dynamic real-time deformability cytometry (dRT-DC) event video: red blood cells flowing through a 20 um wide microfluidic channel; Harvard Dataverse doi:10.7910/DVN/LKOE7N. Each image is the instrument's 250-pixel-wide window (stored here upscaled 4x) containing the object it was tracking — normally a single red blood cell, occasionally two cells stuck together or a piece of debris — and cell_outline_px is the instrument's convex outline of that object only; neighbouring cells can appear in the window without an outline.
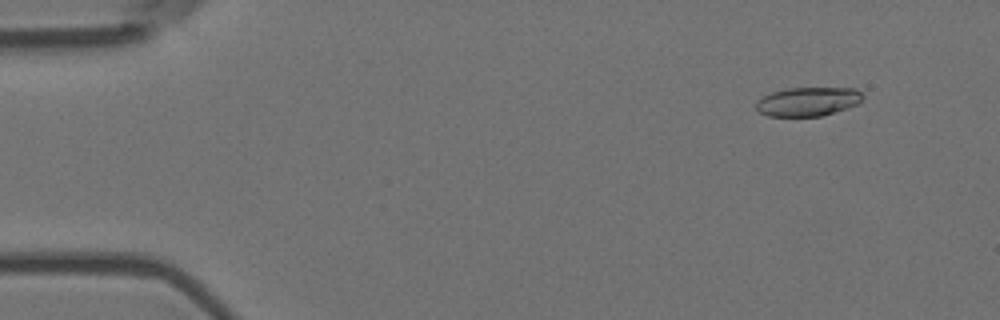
{"species": "Egyptian fruit bat (a non-hibernating species)", "species_latin": "Rousettus aegyptiacus", "temperature_condition": "room temperature", "stored_images_in_passage": 5, "camera_frame_rate_fps": 3000, "um_per_image_px": 0.085, "animal": {"sex": "female"}, "frame": {"image": 1, "passage_image": 2, "time_ms": 0.333, "image_size_px": [1000, 320], "cell_outline_px": [[864, 100], [848, 108], [820, 116], [768, 116], [760, 112], [756, 108], [756, 104], [764, 96], [772, 92], [788, 88], [856, 88], [864, 96]], "centroid_in_image_um": [68.72, 8.63], "position_along_channel_um": 16.3, "area_um2": 17.86}}
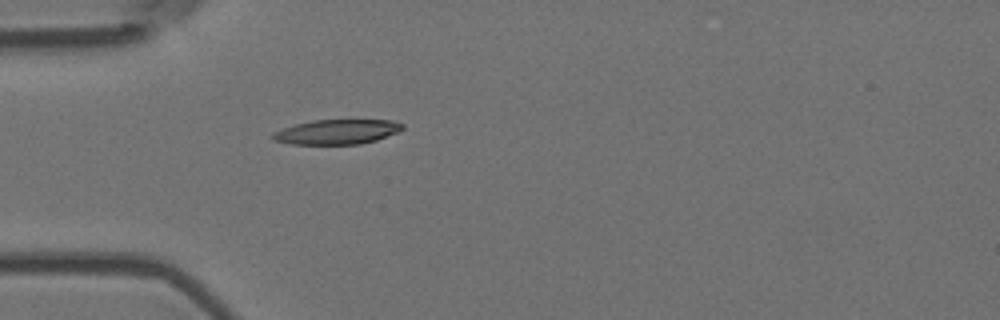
{"frame": {"image": 2, "passage_image": 5, "time_ms": 1.333, "image_size_px": [1000, 320], "cell_outline_px": [[404, 128], [400, 132], [376, 140], [360, 144], [292, 144], [272, 140], [272, 132], [296, 124], [312, 120], [392, 120], [404, 124]], "centroid_in_image_um": [28.67, 11.21], "position_along_channel_um": 56.3, "area_um2": 18.79}}